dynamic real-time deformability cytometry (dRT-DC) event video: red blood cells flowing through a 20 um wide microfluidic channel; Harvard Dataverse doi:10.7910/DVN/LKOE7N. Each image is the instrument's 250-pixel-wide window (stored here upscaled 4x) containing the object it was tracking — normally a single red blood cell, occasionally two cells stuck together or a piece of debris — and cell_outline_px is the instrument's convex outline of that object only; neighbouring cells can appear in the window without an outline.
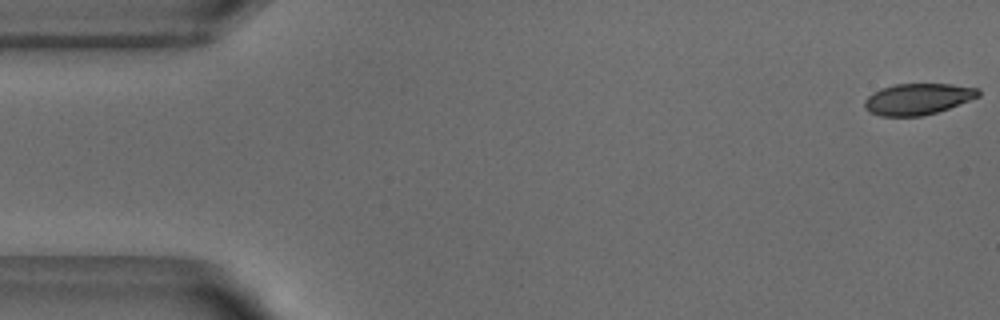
{"species": "common noctule bat (a hibernating species)", "species_latin": "Nyctalus noctula", "temperature_condition": "warm", "stored_images_in_passage": 51, "camera_frame_rate_fps": 3000, "um_per_image_px": 0.085, "animal": {"sex": "male", "body_mass_g": 18.8}, "frame": {"image": 1, "passage_image": 1, "time_ms": 0.0, "image_size_px": [1000, 320], "cell_outline_px": [[980, 96], [948, 108], [936, 112], [920, 116], [880, 116], [868, 112], [864, 108], [864, 100], [872, 92], [880, 88], [896, 84], [952, 84], [980, 88]], "centroid_in_image_um": [77.98, 8.41], "position_along_channel_um": 7.0, "area_um2": 20.81}}
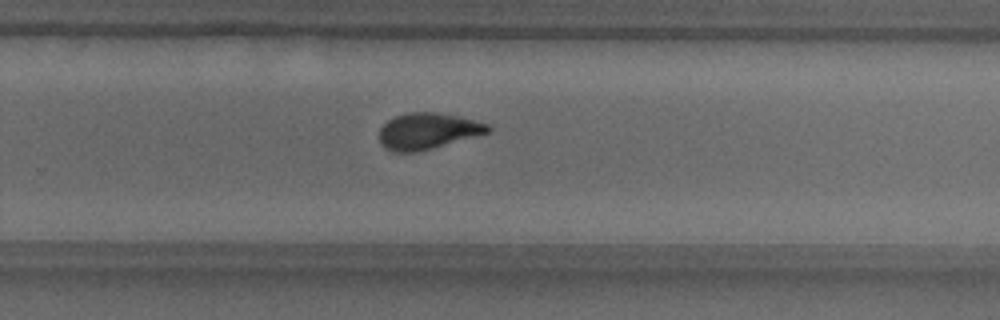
{"frame": {"image": 2, "passage_image": 33, "time_ms": 10.667, "image_size_px": [1000, 320], "cell_outline_px": [[492, 128], [488, 132], [432, 148], [416, 152], [392, 152], [384, 148], [380, 144], [380, 128], [388, 120], [396, 116], [408, 112], [432, 112], [456, 116], [488, 124]], "centroid_in_image_um": [36.29, 11.15], "position_along_channel_um": 293.5, "area_um2": 22.54}}
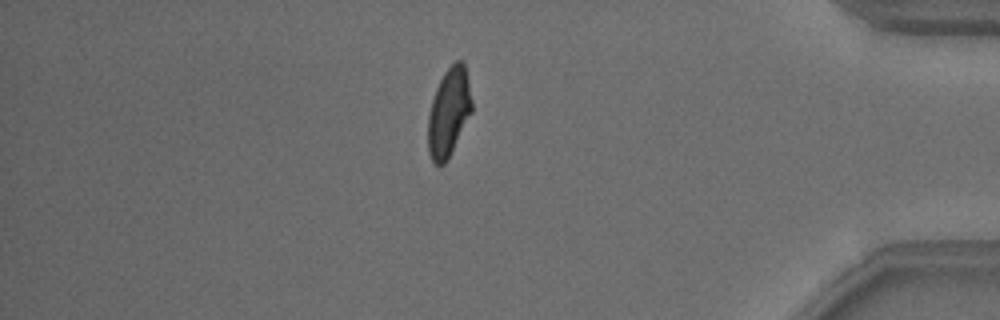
{"frame": {"image": 3, "passage_image": 44, "time_ms": 14.333, "image_size_px": [1000, 320], "cell_outline_px": [[472, 112], [448, 160], [444, 164], [436, 164], [432, 160], [428, 152], [428, 116], [432, 100], [436, 88], [444, 72], [456, 60], [464, 60], [472, 100]], "centroid_in_image_um": [38.16, 9.54], "position_along_channel_um": 397.0, "area_um2": 22.66}, "authors_computed_cell_mechanics": {"area_um2": 22.8888, "velocity_mm_per_s": 3.8616, "shape_relaxation_time_tau1_ms": 2.9697, "shape_relaxation_time_tau2_ms": 1.1525, "deformation_change_tau1": 0.1454, "deformation_change_tau2": 0.0696}}